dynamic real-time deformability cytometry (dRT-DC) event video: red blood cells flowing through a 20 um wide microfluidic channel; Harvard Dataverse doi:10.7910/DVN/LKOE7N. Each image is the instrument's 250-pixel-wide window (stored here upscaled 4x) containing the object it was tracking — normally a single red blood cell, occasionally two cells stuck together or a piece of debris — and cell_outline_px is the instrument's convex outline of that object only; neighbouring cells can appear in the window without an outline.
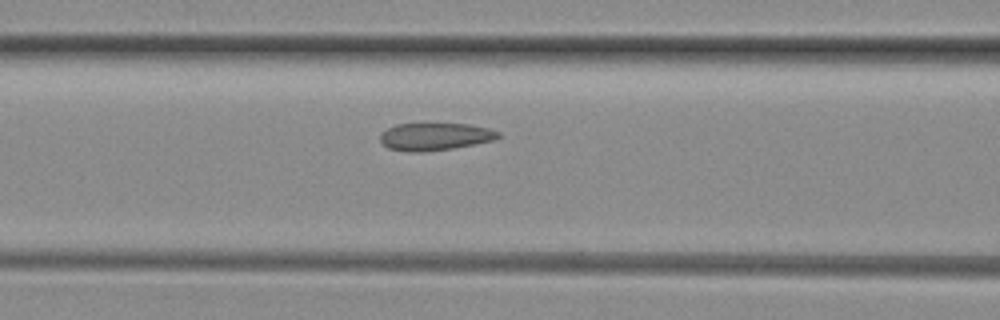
{"species": "common noctule bat (a hibernating species)", "species_latin": "Nyctalus noctula", "temperature_condition": "room temperature", "stored_images_in_passage": 7, "camera_frame_rate_fps": 3000, "um_per_image_px": 0.085, "animal": {"sex": "female", "body_mass_g": 29.2, "forearm_length_mm": 56.3}, "frame": {"image": 1, "passage_image": 7, "time_ms": 2.0, "image_size_px": [1000, 320], "cell_outline_px": [[500, 136], [496, 140], [452, 148], [420, 152], [408, 152], [388, 148], [380, 140], [380, 132], [396, 124], [468, 124], [488, 128], [500, 132]], "centroid_in_image_um": [36.97, 11.61], "position_along_channel_um": 129.6, "area_um2": 18.84}}